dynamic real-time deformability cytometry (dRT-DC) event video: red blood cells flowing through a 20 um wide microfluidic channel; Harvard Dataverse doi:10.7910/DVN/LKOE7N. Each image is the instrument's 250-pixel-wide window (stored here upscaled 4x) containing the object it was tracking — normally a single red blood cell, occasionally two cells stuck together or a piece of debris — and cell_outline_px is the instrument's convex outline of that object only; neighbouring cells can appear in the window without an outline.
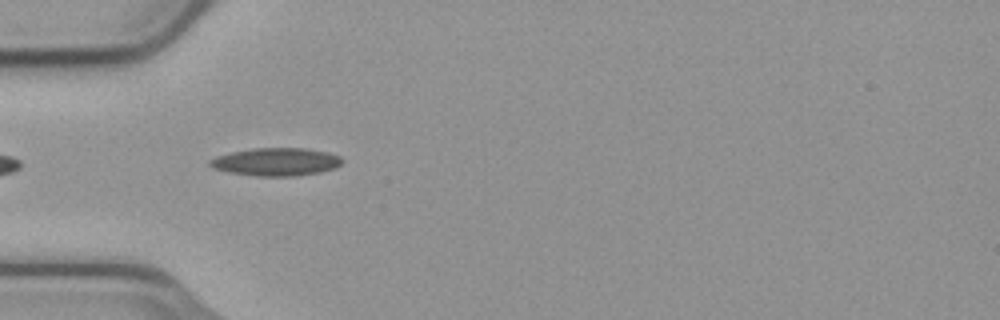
{"species": "common noctule bat (a hibernating species)", "species_latin": "Nyctalus noctula", "temperature_condition": "cold", "stored_images_in_passage": 38, "camera_frame_rate_fps": 3000, "um_per_image_px": 0.085, "animal": {"sex": "male", "body_mass_g": 23.1, "forearm_length_mm": 52.7}, "frame": {"image": 1, "passage_image": 4, "time_ms": 1.0, "image_size_px": [1000, 320], "cell_outline_px": [[344, 160], [336, 168], [320, 172], [296, 176], [256, 176], [228, 172], [212, 168], [208, 164], [208, 160], [216, 156], [232, 152], [252, 148], [304, 148], [328, 152], [340, 156]], "centroid_in_image_um": [23.46, 13.76], "position_along_channel_um": 61.5, "area_um2": 21.68}}
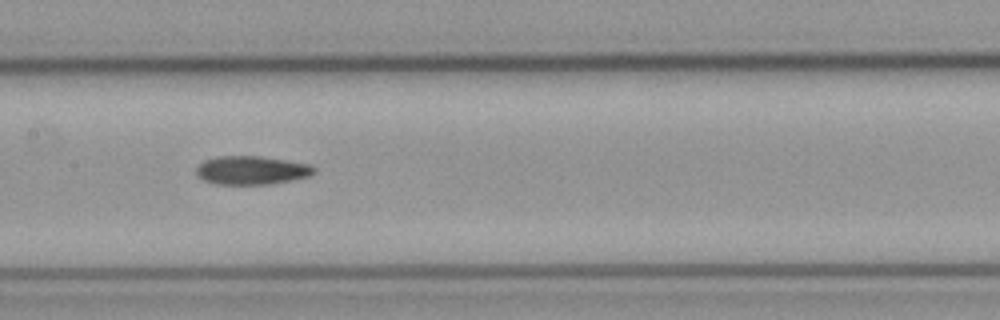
{"frame": {"image": 2, "passage_image": 14, "time_ms": 4.333, "image_size_px": [1000, 320], "cell_outline_px": [[316, 172], [308, 176], [292, 180], [268, 184], [216, 184], [204, 180], [196, 176], [196, 168], [204, 160], [216, 156], [260, 156], [288, 160], [312, 164], [316, 168]], "centroid_in_image_um": [21.4, 14.46], "position_along_channel_um": 186.0, "area_um2": 19.77}}
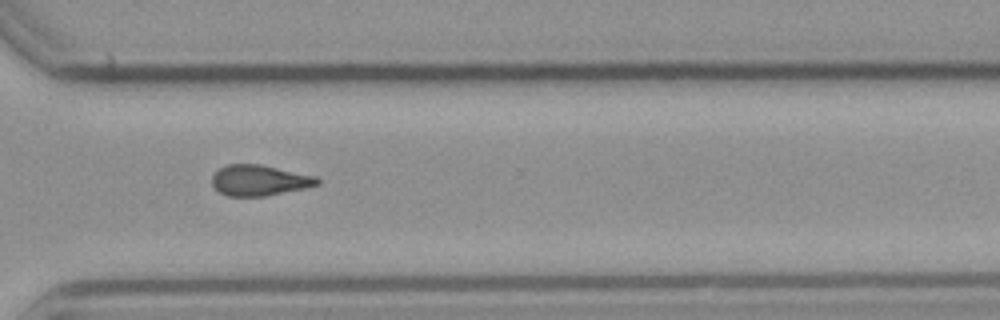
{"frame": {"image": 3, "passage_image": 27, "time_ms": 8.667, "image_size_px": [1000, 320], "cell_outline_px": [[320, 184], [304, 188], [264, 196], [228, 196], [220, 192], [212, 184], [212, 176], [224, 164], [260, 164], [316, 176], [320, 180]], "centroid_in_image_um": [22.04, 15.32], "position_along_channel_um": 348.6, "area_um2": 18.73}}